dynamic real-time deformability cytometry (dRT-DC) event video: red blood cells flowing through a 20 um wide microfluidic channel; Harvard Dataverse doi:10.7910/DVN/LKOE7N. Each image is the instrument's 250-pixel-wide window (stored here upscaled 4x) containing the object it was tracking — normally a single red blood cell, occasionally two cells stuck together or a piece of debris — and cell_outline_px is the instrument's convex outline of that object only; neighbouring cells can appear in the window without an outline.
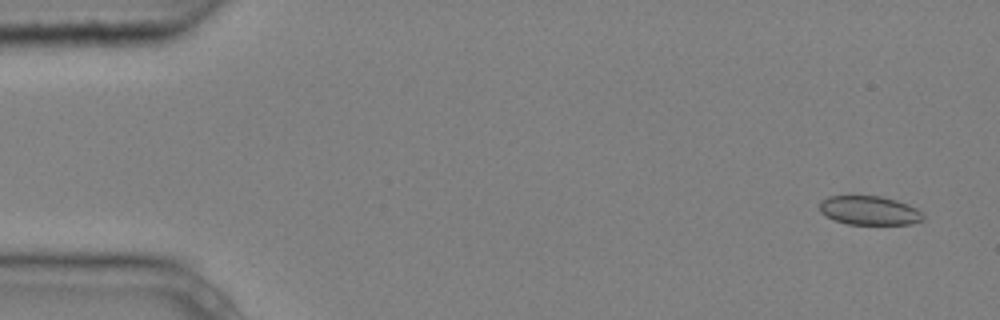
{"species": "common noctule bat (a hibernating species)", "species_latin": "Nyctalus noctula", "temperature_condition": "cold", "stored_images_in_passage": 6, "camera_frame_rate_fps": 3000, "um_per_image_px": 0.085, "animal": {"sex": "male", "body_mass_g": 20.4}, "frame": {"image": 1, "passage_image": 1, "time_ms": 0.0, "image_size_px": [1000, 320], "cell_outline_px": [[924, 220], [912, 224], [848, 224], [836, 220], [820, 212], [820, 200], [828, 196], [880, 196], [896, 200], [908, 204], [924, 212]], "centroid_in_image_um": [73.94, 17.89], "position_along_channel_um": 11.1, "area_um2": 17.51}}
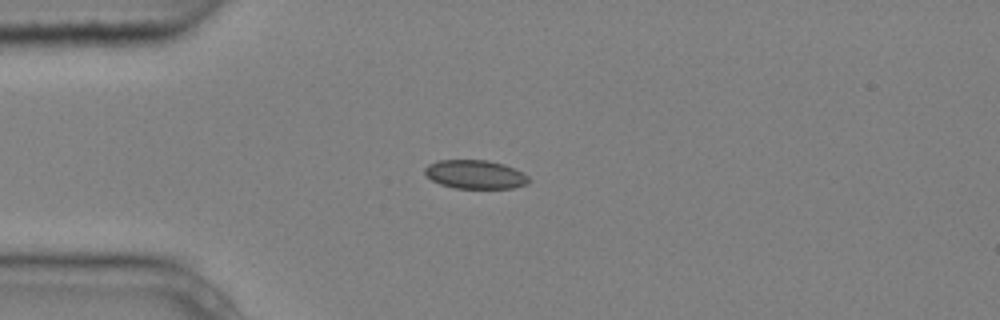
{"frame": {"image": 2, "passage_image": 4, "time_ms": 1.0, "image_size_px": [1000, 320], "cell_outline_px": [[532, 180], [528, 184], [512, 188], [456, 188], [440, 184], [432, 180], [424, 172], [424, 168], [428, 164], [440, 160], [488, 160], [504, 164], [524, 172]], "centroid_in_image_um": [40.44, 14.82], "position_along_channel_um": 44.6, "area_um2": 17.51}}
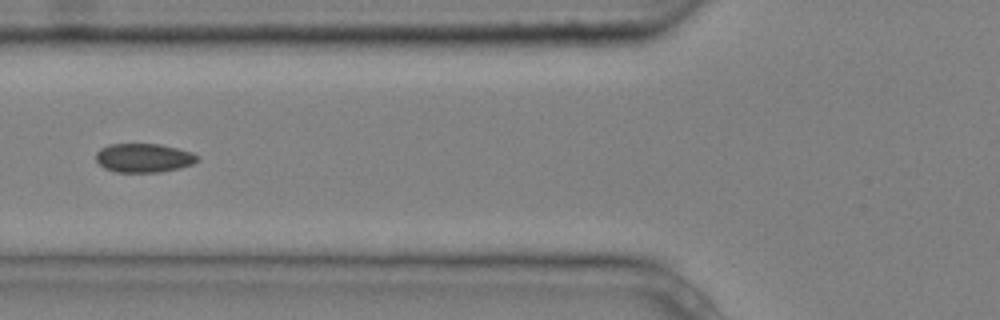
{"frame": {"image": 3, "passage_image": 6, "time_ms": 1.667, "image_size_px": [1000, 320], "cell_outline_px": [[200, 160], [192, 164], [180, 168], [160, 172], [116, 172], [104, 168], [96, 160], [96, 152], [100, 148], [108, 144], [160, 144], [192, 152], [200, 156]], "centroid_in_image_um": [12.23, 13.42], "position_along_channel_um": 113.6, "area_um2": 17.22}}